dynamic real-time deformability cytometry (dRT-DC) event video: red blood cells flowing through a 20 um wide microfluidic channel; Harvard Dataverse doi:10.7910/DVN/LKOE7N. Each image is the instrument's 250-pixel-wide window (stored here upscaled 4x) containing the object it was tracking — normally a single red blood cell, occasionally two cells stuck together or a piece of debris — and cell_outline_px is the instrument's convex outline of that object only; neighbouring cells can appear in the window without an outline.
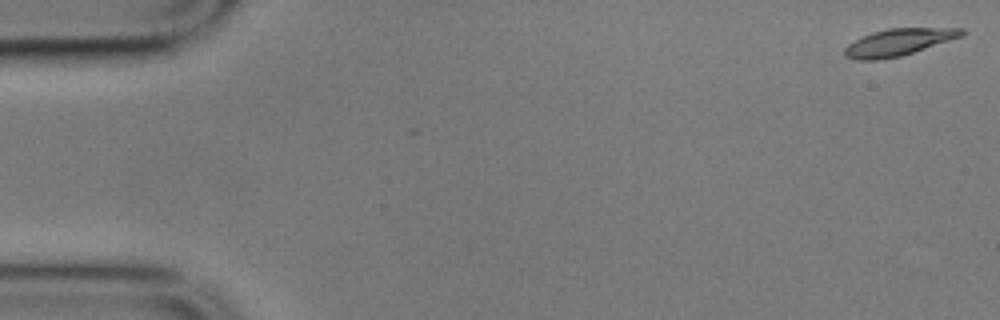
{"species": "common noctule bat (a hibernating species)", "species_latin": "Nyctalus noctula", "temperature_condition": "cold", "stored_images_in_passage": 57, "camera_frame_rate_fps": 3000, "um_per_image_px": 0.085, "animal": {"sex": "male", "body_mass_g": 17.9}, "frame": {"image": 1, "passage_image": 1, "time_ms": 0.0, "image_size_px": [1000, 320], "cell_outline_px": [[964, 36], [900, 56], [876, 60], [856, 60], [844, 56], [844, 48], [848, 44], [872, 32], [888, 28], [964, 28]], "centroid_in_image_um": [76.38, 3.59], "position_along_channel_um": 8.6, "area_um2": 18.26}}
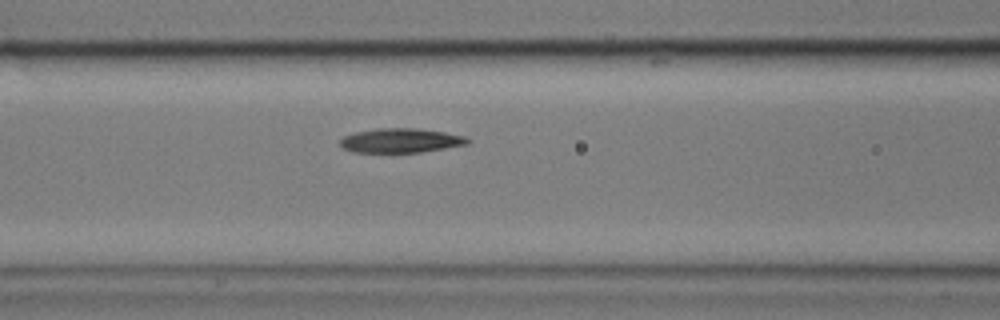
{"frame": {"image": 2, "passage_image": 23, "time_ms": 7.333, "image_size_px": [1000, 320], "cell_outline_px": [[472, 140], [468, 144], [420, 152], [352, 152], [344, 148], [340, 144], [340, 140], [344, 136], [356, 132], [376, 128], [416, 128], [444, 132], [464, 136]], "centroid_in_image_um": [34.07, 11.94], "position_along_channel_um": 132.5, "area_um2": 17.98}}
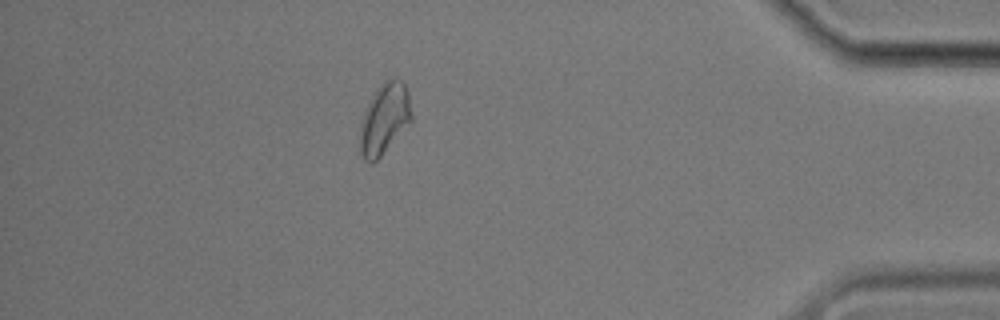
{"frame": {"image": 3, "passage_image": 50, "time_ms": 16.333, "image_size_px": [1000, 320], "cell_outline_px": [[412, 120], [380, 156], [372, 164], [364, 160], [360, 152], [360, 124], [364, 112], [368, 104], [380, 84], [384, 80], [392, 76], [396, 76], [404, 84], [408, 92], [412, 116]], "centroid_in_image_um": [32.67, 10.07], "position_along_channel_um": 402.5, "area_um2": 21.1}, "authors_computed_cell_mechanics": {"area_um2": 18.785, "velocity_mm_per_s": 3.4846, "shape_relaxation_time_tau1_ms": 6.4548, "shape_relaxation_time_tau2_ms": null, "deformation_change_tau1": 0.1655, "deformation_change_tau2": null}}